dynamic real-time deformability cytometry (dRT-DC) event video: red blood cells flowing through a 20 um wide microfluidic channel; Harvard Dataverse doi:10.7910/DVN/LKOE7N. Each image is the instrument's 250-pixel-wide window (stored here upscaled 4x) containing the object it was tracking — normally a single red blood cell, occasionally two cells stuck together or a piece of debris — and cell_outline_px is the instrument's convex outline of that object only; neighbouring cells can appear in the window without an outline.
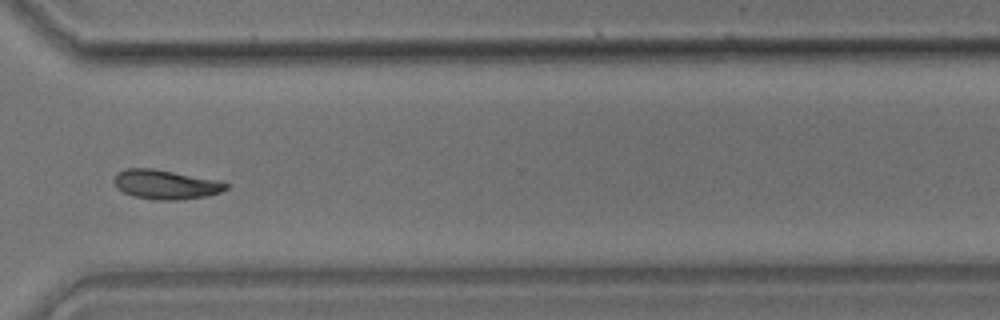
{"species": "common noctule bat (a hibernating species)", "species_latin": "Nyctalus noctula", "temperature_condition": "room temperature", "stored_images_in_passage": 33, "camera_frame_rate_fps": 3000, "um_per_image_px": 0.085, "animal": {"sex": "male", "body_mass_g": 17.9}, "frame": {"image": 1, "passage_image": 24, "time_ms": 7.667, "image_size_px": [1000, 320], "cell_outline_px": [[228, 188], [220, 192], [208, 196], [180, 200], [160, 200], [132, 196], [124, 192], [112, 180], [116, 172], [124, 168], [152, 168], [216, 180], [228, 184]], "centroid_in_image_um": [14.05, 15.68], "position_along_channel_um": 356.5, "area_um2": 19.02}}